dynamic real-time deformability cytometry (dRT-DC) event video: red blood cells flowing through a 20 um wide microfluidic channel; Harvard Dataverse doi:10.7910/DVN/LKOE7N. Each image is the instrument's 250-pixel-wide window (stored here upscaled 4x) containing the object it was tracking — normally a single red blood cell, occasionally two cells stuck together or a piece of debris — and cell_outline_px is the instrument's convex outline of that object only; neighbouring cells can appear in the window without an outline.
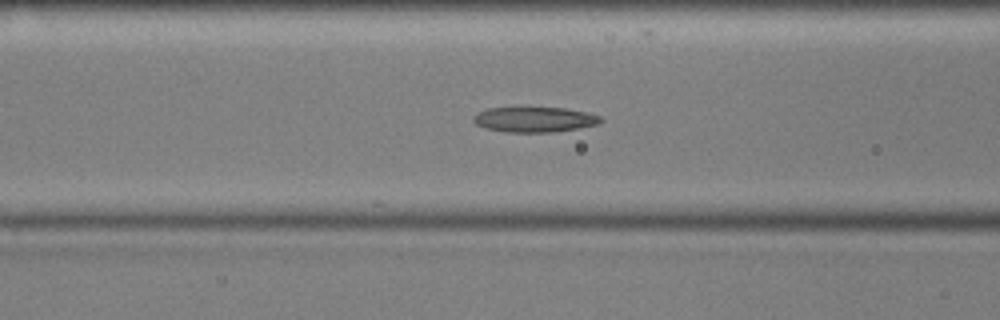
{"species": "common noctule bat (a hibernating species)", "species_latin": "Nyctalus noctula", "temperature_condition": "cold", "stored_images_in_passage": 56, "segment_of_instrument_passage": [1, 2], "camera_frame_rate_fps": 3000, "um_per_image_px": 0.085, "animal": {"sex": "male", "body_mass_g": 17.9, "forearm_length_mm": 54.2}, "frame": {"image": 1, "passage_image": 21, "time_ms": 6.667, "image_size_px": [1000, 320], "cell_outline_px": [[604, 120], [600, 124], [580, 128], [552, 132], [504, 132], [484, 128], [476, 124], [472, 120], [472, 116], [476, 112], [488, 108], [520, 104], [564, 108], [588, 112], [600, 116]], "centroid_in_image_um": [45.38, 10.1], "position_along_channel_um": 121.2, "area_um2": 20.0}}
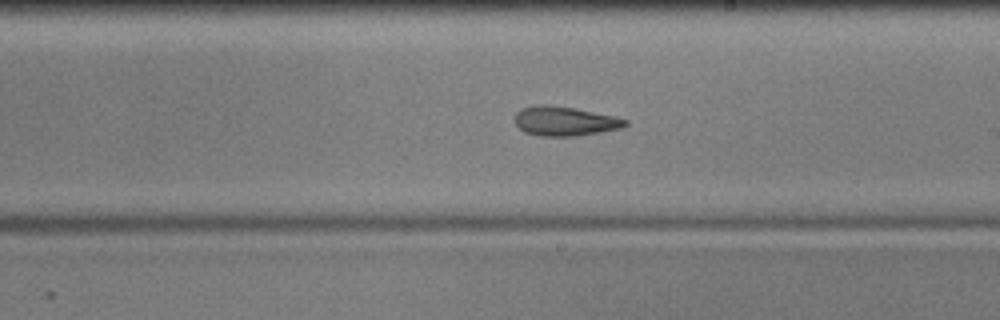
{"frame": {"image": 2, "passage_image": 31, "time_ms": 10.0, "image_size_px": [1000, 320], "cell_outline_px": [[628, 124], [620, 128], [600, 132], [576, 136], [540, 136], [524, 132], [516, 124], [516, 112], [520, 108], [540, 104], [548, 104], [572, 108], [616, 116], [628, 120]], "centroid_in_image_um": [48.0, 10.29], "position_along_channel_um": 241.0, "area_um2": 18.84}}
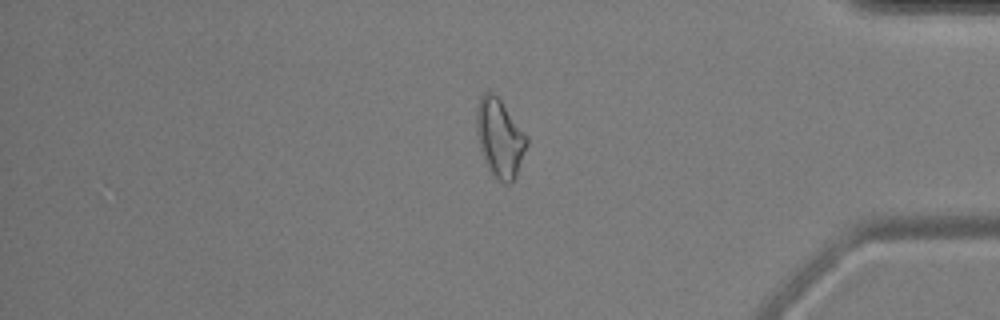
{"frame": {"image": 3, "passage_image": 46, "time_ms": 15.0, "image_size_px": [1000, 320], "cell_outline_px": [[528, 144], [516, 176], [512, 184], [504, 184], [488, 168], [484, 160], [480, 148], [476, 132], [476, 116], [480, 96], [488, 88], [500, 100], [528, 136]], "centroid_in_image_um": [42.48, 11.72], "position_along_channel_um": 392.7, "area_um2": 22.89}}